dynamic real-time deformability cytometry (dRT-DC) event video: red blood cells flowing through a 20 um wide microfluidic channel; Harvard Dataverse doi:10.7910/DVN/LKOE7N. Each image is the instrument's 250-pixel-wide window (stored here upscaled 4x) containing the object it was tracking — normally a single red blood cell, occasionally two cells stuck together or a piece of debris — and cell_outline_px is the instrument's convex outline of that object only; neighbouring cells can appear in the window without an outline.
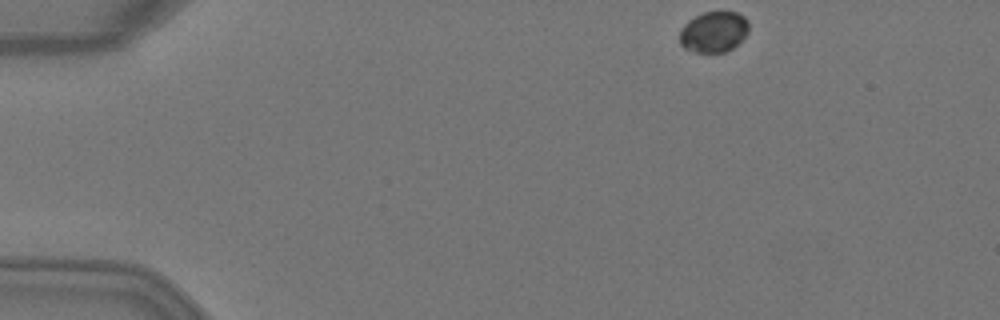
{"species": "Egyptian fruit bat (a non-hibernating species)", "species_latin": "Rousettus aegyptiacus", "temperature_condition": "warm", "stored_images_in_passage": 44, "camera_frame_rate_fps": 3000, "um_per_image_px": 0.085, "animal": {"sex": "female"}, "frame": {"image": 1, "passage_image": 1, "time_ms": 0.0, "image_size_px": [1000, 320], "cell_outline_px": [[748, 32], [732, 48], [724, 52], [696, 52], [684, 48], [680, 44], [680, 28], [688, 20], [704, 12], [736, 12], [744, 16], [748, 20]], "centroid_in_image_um": [60.65, 2.7], "position_along_channel_um": 24.4, "area_um2": 16.36}}
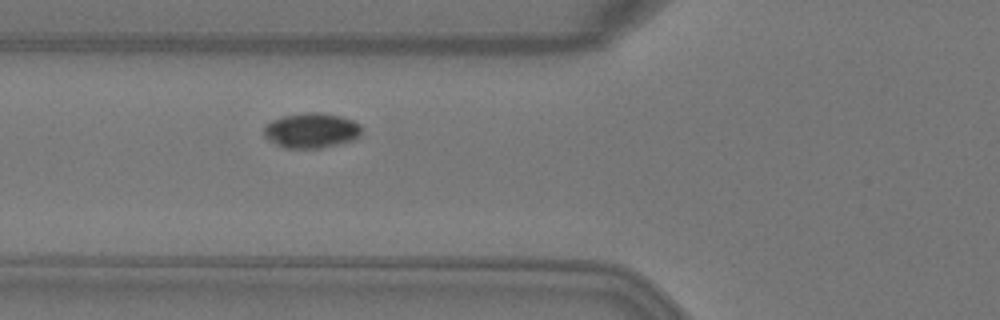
{"frame": {"image": 2, "passage_image": 13, "time_ms": 4.0, "image_size_px": [1000, 320], "cell_outline_px": [[360, 136], [356, 140], [320, 148], [284, 148], [268, 140], [264, 136], [264, 124], [272, 120], [284, 116], [308, 112], [320, 112], [340, 116], [352, 120], [360, 124]], "centroid_in_image_um": [26.46, 11.09], "position_along_channel_um": 99.3, "area_um2": 20.06}}
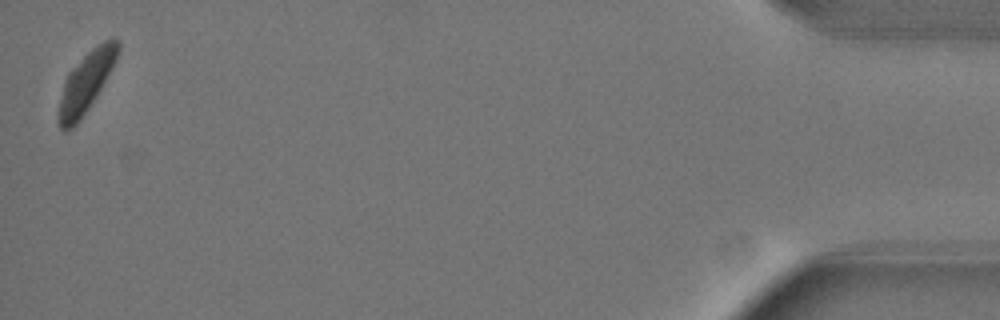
{"frame": {"image": 3, "passage_image": 44, "time_ms": 14.333, "image_size_px": [1000, 320], "cell_outline_px": [[120, 48], [116, 60], [112, 68], [96, 96], [80, 120], [72, 128], [64, 132], [56, 124], [56, 116], [64, 80], [68, 72], [92, 48], [104, 40], [112, 36], [116, 36], [120, 40]], "centroid_in_image_um": [7.29, 7.0], "position_along_channel_um": 427.9, "area_um2": 21.04}, "authors_computed_cell_mechanics": {"area_um2": 20.6057, "velocity_mm_per_s": 4.0196, "shape_relaxation_time_tau1_ms": 0.0383, "shape_relaxation_time_tau2_ms": null, "deformation_change_tau1": 0.0212, "deformation_change_tau2": null}}